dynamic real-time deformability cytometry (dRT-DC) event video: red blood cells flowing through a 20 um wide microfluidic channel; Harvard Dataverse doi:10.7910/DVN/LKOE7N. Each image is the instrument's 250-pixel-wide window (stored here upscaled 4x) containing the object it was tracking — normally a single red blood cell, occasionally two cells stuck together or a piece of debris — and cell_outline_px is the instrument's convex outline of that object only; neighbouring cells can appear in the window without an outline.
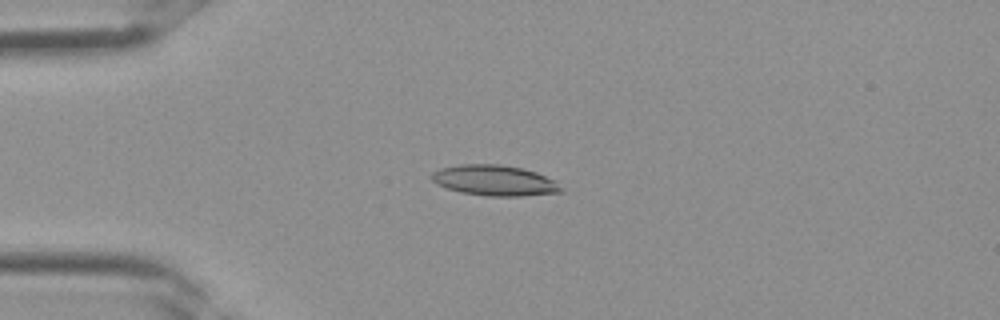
{"species": "Egyptian fruit bat (a non-hibernating species)", "species_latin": "Rousettus aegyptiacus", "temperature_condition": "room temperature", "stored_images_in_passage": 2, "camera_frame_rate_fps": 3000, "um_per_image_px": 0.085, "frame": {"image": 1, "passage_image": 2, "time_ms": 0.333, "image_size_px": [1000, 320], "cell_outline_px": [[564, 192], [524, 196], [488, 196], [460, 192], [436, 184], [432, 180], [432, 172], [440, 168], [460, 164], [500, 164], [524, 168], [536, 172], [556, 180], [564, 188]], "centroid_in_image_um": [42.09, 15.34], "position_along_channel_um": 42.9, "area_um2": 23.35}}